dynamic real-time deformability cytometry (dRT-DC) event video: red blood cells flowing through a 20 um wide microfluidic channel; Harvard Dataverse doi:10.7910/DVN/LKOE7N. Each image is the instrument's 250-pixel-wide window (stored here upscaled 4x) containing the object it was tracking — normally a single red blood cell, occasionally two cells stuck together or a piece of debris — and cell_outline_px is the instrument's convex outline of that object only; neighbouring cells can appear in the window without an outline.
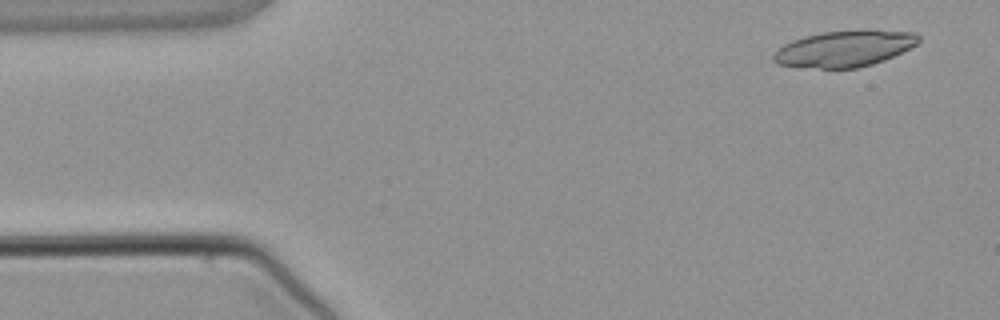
{"species": "common noctule bat (a hibernating species)", "species_latin": "Nyctalus noctula", "temperature_condition": "warm", "stored_images_in_passage": 4, "camera_frame_rate_fps": 3000, "um_per_image_px": 0.085, "animal": {"sex": "male", "body_mass_g": 21.5, "forearm_length_mm": 52.0}, "frame": {"image": 1, "passage_image": 1, "time_ms": 0.0, "image_size_px": [1000, 320], "cell_outline_px": [[920, 40], [916, 44], [884, 60], [872, 64], [856, 68], [796, 68], [776, 64], [772, 60], [772, 56], [784, 44], [792, 40], [804, 36], [824, 32], [916, 32], [920, 36]], "centroid_in_image_um": [71.67, 4.19], "position_along_channel_um": 13.3, "area_um2": 29.82}}